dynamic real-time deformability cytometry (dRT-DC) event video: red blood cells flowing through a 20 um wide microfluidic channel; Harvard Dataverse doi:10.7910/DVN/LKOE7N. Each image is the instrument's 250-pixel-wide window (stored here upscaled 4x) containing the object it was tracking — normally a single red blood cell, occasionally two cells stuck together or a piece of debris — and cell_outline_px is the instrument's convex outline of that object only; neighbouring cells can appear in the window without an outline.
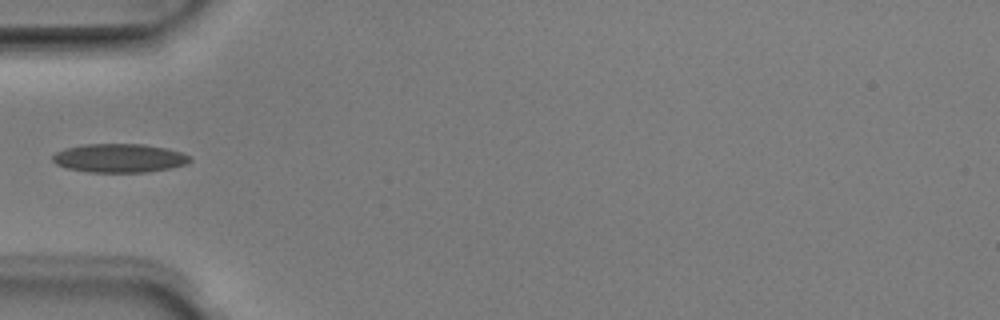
{"species": "Egyptian fruit bat (a non-hibernating species)", "species_latin": "Rousettus aegyptiacus", "temperature_condition": "room temperature", "stored_images_in_passage": 6, "camera_frame_rate_fps": 3000, "um_per_image_px": 0.085, "animal": {"sex": "male"}, "frame": {"image": 1, "passage_image": 6, "time_ms": 1.667, "image_size_px": [1000, 320], "cell_outline_px": [[192, 160], [184, 164], [172, 168], [148, 172], [88, 172], [64, 168], [56, 164], [52, 160], [52, 156], [56, 152], [64, 148], [84, 144], [144, 144], [168, 148], [184, 152], [192, 156]], "centroid_in_image_um": [10.16, 13.43], "position_along_channel_um": 74.8, "area_um2": 23.35}}